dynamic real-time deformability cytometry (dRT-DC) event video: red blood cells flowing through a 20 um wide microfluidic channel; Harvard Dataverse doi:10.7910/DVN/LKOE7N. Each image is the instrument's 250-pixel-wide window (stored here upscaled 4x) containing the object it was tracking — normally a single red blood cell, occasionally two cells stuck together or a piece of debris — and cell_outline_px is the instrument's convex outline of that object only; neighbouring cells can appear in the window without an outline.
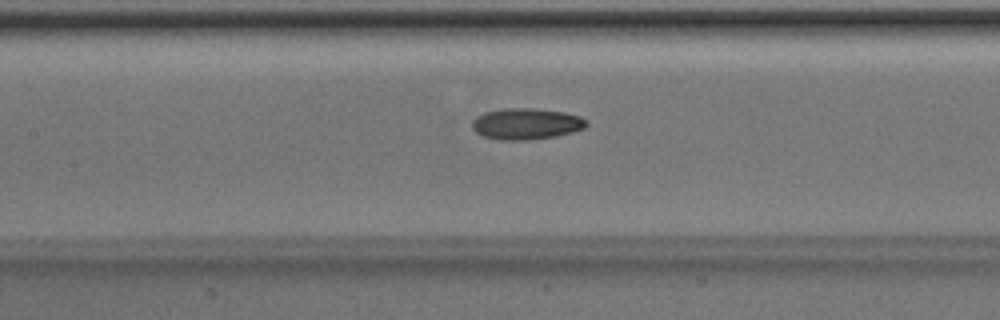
{"species": "Egyptian fruit bat (a non-hibernating species)", "species_latin": "Rousettus aegyptiacus", "temperature_condition": "room temperature", "stored_images_in_passage": 51, "camera_frame_rate_fps": 3000, "um_per_image_px": 0.085, "animal": {"sex": "male"}, "frame": {"image": 1, "passage_image": 24, "time_ms": 7.667, "image_size_px": [1000, 320], "cell_outline_px": [[588, 124], [584, 128], [572, 132], [556, 136], [528, 140], [500, 140], [484, 136], [476, 132], [472, 128], [472, 120], [476, 116], [484, 112], [504, 108], [536, 108], [564, 112], [580, 116], [588, 120]], "centroid_in_image_um": [44.73, 10.52], "position_along_channel_um": 162.7, "area_um2": 20.98}}
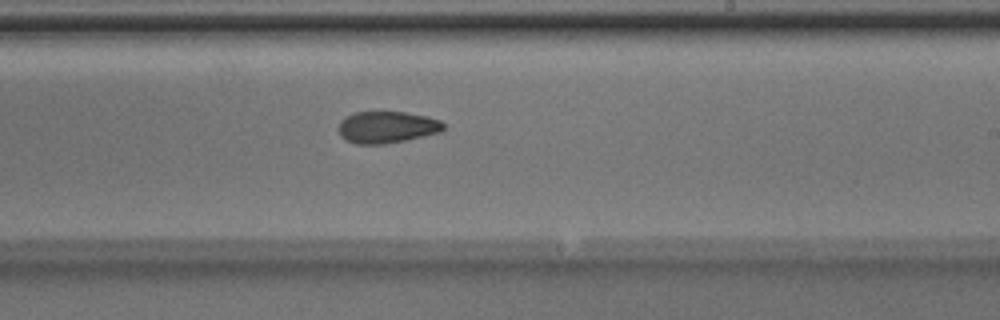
{"frame": {"image": 2, "passage_image": 31, "time_ms": 10.0, "image_size_px": [1000, 320], "cell_outline_px": [[444, 128], [440, 132], [404, 140], [384, 144], [356, 144], [340, 136], [336, 128], [340, 120], [344, 116], [356, 112], [408, 112], [428, 116], [440, 120], [444, 124]], "centroid_in_image_um": [32.84, 10.8], "position_along_channel_um": 256.2, "area_um2": 19.59}}
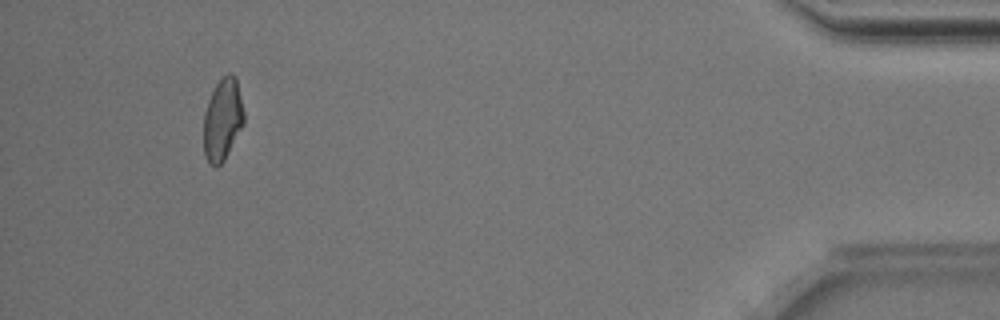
{"frame": {"image": 3, "passage_image": 48, "time_ms": 15.667, "image_size_px": [1000, 320], "cell_outline_px": [[244, 124], [224, 160], [216, 168], [208, 164], [204, 152], [204, 112], [208, 100], [216, 84], [228, 72], [232, 72], [236, 76], [244, 112]], "centroid_in_image_um": [18.92, 10.16], "position_along_channel_um": 416.3, "area_um2": 19.36}, "authors_computed_cell_mechanics": {"area_um2": 20.2878, "velocity_mm_per_s": 4.0275, "shape_relaxation_time_tau1_ms": 4.8957, "shape_relaxation_time_tau2_ms": 5.8628, "deformation_change_tau1": 0.1408, "deformation_change_tau2": 0.1361}}